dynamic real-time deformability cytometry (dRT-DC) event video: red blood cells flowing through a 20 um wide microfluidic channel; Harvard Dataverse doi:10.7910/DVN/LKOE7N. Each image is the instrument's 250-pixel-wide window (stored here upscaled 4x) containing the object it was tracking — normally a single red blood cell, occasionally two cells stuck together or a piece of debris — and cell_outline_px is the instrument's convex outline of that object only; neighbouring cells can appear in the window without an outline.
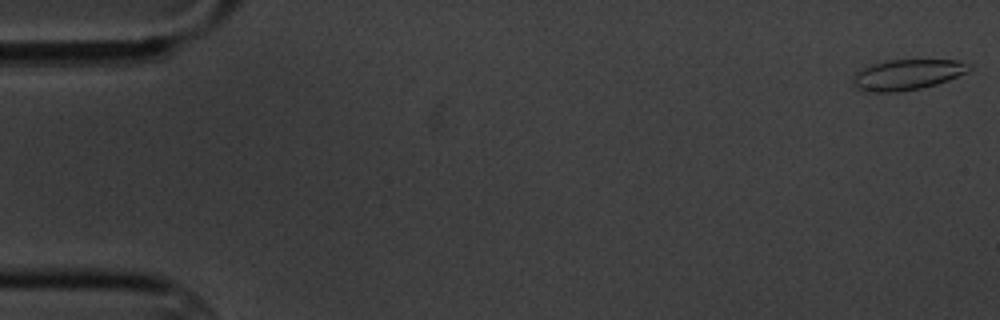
{"species": "common noctule bat (a hibernating species)", "species_latin": "Nyctalus noctula", "temperature_condition": "cold", "stored_images_in_passage": 5, "camera_frame_rate_fps": 3000, "um_per_image_px": 0.085, "animal": {"sex": "male", "body_mass_g": 20.1, "forearm_length_mm": 53.5}, "frame": {"image": 1, "passage_image": 1, "time_ms": 0.0, "image_size_px": [1000, 320], "cell_outline_px": [[972, 68], [968, 72], [948, 80], [936, 84], [920, 88], [896, 92], [868, 92], [856, 88], [852, 84], [852, 76], [860, 68], [872, 64], [888, 60], [956, 60], [972, 64]], "centroid_in_image_um": [77.09, 6.34], "position_along_channel_um": 7.9, "area_um2": 20.87}}